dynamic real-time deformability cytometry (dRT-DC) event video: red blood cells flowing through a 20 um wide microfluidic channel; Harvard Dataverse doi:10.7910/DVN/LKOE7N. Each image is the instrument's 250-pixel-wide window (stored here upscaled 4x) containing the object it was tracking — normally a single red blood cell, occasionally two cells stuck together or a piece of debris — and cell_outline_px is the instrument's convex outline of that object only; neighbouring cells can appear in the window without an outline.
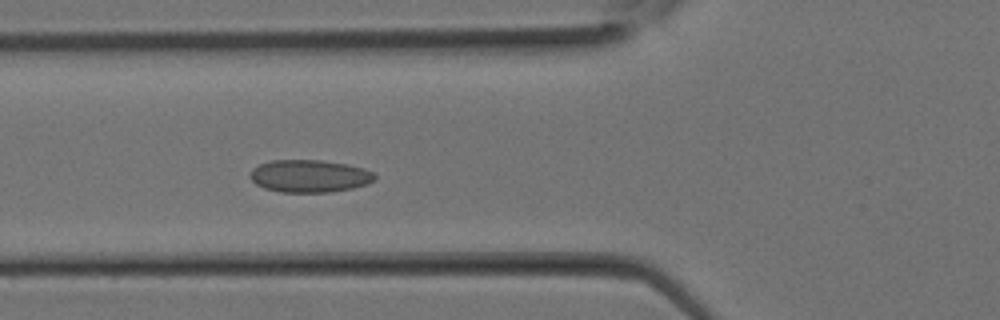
{"species": "Egyptian fruit bat (a non-hibernating species)", "species_latin": "Rousettus aegyptiacus", "temperature_condition": "room temperature", "stored_images_in_passage": 8, "camera_frame_rate_fps": 3000, "um_per_image_px": 0.085, "animal": {"sex": "female"}, "frame": {"image": 1, "passage_image": 8, "time_ms": 2.333, "image_size_px": [1000, 320], "cell_outline_px": [[376, 180], [352, 188], [328, 192], [280, 192], [264, 188], [256, 184], [248, 176], [252, 168], [260, 164], [272, 160], [320, 160], [348, 164], [364, 168], [372, 172], [376, 176]], "centroid_in_image_um": [26.28, 14.96], "position_along_channel_um": 99.5, "area_um2": 23.64}}